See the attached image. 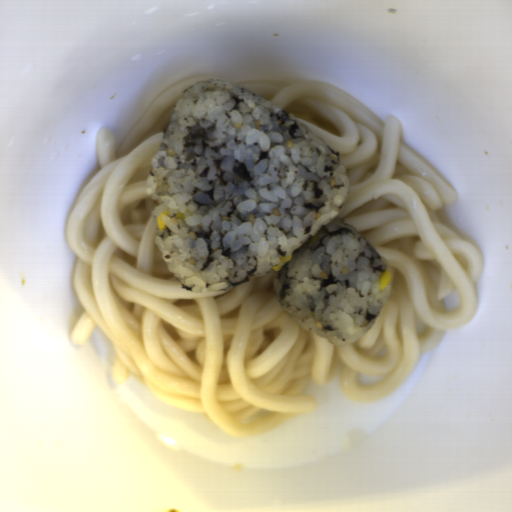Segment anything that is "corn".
Instances as JSON below:
<instances>
[{
    "instance_id": "corn-1",
    "label": "corn",
    "mask_w": 512,
    "mask_h": 512,
    "mask_svg": "<svg viewBox=\"0 0 512 512\" xmlns=\"http://www.w3.org/2000/svg\"><path fill=\"white\" fill-rule=\"evenodd\" d=\"M391 280H392V275H391V272L389 270H385L379 277L378 279V282H379V286H380V289H384L385 287H387L390 283H391Z\"/></svg>"
},
{
    "instance_id": "corn-2",
    "label": "corn",
    "mask_w": 512,
    "mask_h": 512,
    "mask_svg": "<svg viewBox=\"0 0 512 512\" xmlns=\"http://www.w3.org/2000/svg\"><path fill=\"white\" fill-rule=\"evenodd\" d=\"M167 221H168V212L167 210L162 212L159 216H158V219H157V223H158V229L161 231L163 230L166 225H167Z\"/></svg>"
},
{
    "instance_id": "corn-3",
    "label": "corn",
    "mask_w": 512,
    "mask_h": 512,
    "mask_svg": "<svg viewBox=\"0 0 512 512\" xmlns=\"http://www.w3.org/2000/svg\"><path fill=\"white\" fill-rule=\"evenodd\" d=\"M292 258V255H288V256H282L278 262L277 265H275L274 267H272V270L274 271H278V270H281L283 268V266Z\"/></svg>"
}]
</instances>
